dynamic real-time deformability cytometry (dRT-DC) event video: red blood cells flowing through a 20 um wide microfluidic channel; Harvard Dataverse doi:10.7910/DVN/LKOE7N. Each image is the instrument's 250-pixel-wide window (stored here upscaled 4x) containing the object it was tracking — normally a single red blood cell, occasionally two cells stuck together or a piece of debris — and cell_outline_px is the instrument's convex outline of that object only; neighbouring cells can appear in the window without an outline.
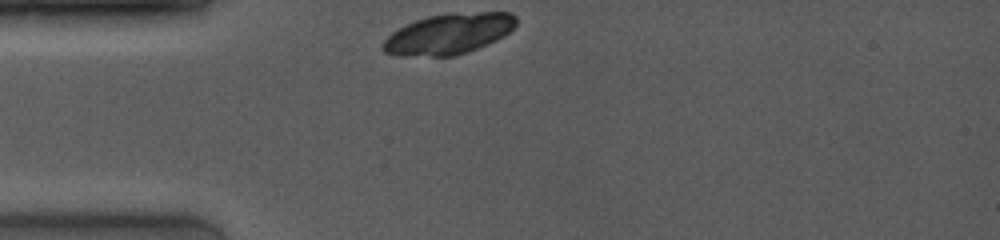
{"species": "common noctule bat (a hibernating species)", "species_latin": "Nyctalus noctula", "temperature_condition": "room temperature", "stored_images_in_passage": 4, "camera_frame_rate_fps": 4000, "um_per_image_px": 0.085, "animal": {"sex": "female", "body_mass_g": 19.0, "forearm_length_mm": 53.3}, "frame": {"image": 1, "passage_image": 1, "time_ms": 0.0, "image_size_px": [1000, 240], "cell_outline_px": [[516, 24], [504, 36], [496, 40], [468, 52], [452, 56], [400, 56], [384, 52], [380, 48], [384, 40], [392, 32], [416, 20], [428, 16], [448, 12], [512, 12], [516, 16]], "centroid_in_image_um": [38.14, 2.87], "position_along_channel_um": 46.9, "area_um2": 31.67}}